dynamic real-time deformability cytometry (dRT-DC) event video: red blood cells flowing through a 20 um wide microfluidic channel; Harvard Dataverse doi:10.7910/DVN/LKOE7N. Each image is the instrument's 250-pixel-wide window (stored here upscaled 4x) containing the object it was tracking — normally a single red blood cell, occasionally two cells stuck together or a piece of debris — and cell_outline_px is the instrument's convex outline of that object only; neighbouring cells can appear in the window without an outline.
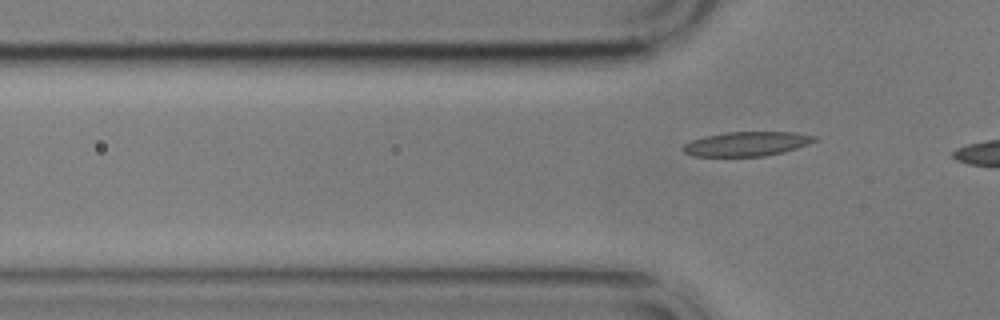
{"species": "common noctule bat (a hibernating species)", "species_latin": "Nyctalus noctula", "temperature_condition": "cold", "stored_images_in_passage": 2, "camera_frame_rate_fps": 3000, "um_per_image_px": 0.085, "animal": {"sex": "male", "body_mass_g": 17.9}, "frame": {"image": 1, "passage_image": 2, "time_ms": 2.0, "image_size_px": [1000, 320], "cell_outline_px": [[820, 140], [784, 152], [764, 156], [692, 156], [684, 152], [680, 148], [684, 144], [692, 140], [704, 136], [724, 132], [796, 132], [820, 136]], "centroid_in_image_um": [63.51, 12.22], "position_along_channel_um": 62.3, "area_um2": 18.96}}